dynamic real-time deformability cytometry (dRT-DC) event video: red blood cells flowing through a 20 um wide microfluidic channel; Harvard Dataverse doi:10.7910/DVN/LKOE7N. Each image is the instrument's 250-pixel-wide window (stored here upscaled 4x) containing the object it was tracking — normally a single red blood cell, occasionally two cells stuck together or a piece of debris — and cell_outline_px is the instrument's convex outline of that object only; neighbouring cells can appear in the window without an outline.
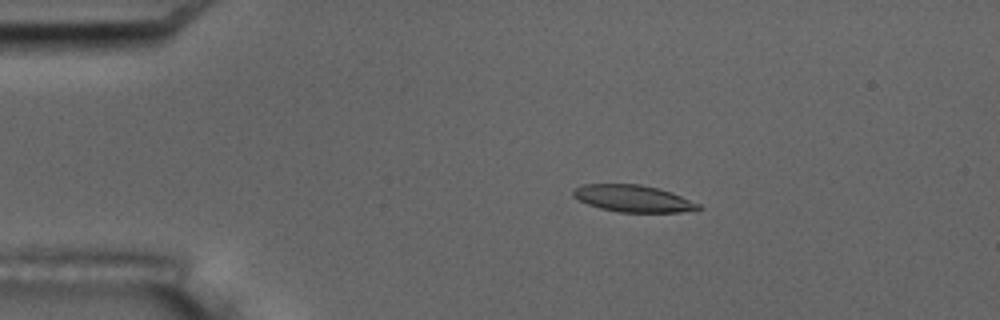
{"species": "common noctule bat (a hibernating species)", "species_latin": "Nyctalus noctula", "temperature_condition": "room temperature", "stored_images_in_passage": 4, "camera_frame_rate_fps": 3000, "um_per_image_px": 0.085, "animal": {"sex": "male", "body_mass_g": 17.5, "forearm_length_mm": 52.3}, "frame": {"image": 1, "passage_image": 3, "time_ms": 2.333, "image_size_px": [1000, 320], "cell_outline_px": [[704, 208], [680, 212], [616, 212], [600, 208], [588, 204], [572, 196], [572, 188], [580, 184], [640, 184], [660, 188], [672, 192], [700, 204]], "centroid_in_image_um": [53.79, 16.86], "position_along_channel_um": 31.2, "area_um2": 19.83}}